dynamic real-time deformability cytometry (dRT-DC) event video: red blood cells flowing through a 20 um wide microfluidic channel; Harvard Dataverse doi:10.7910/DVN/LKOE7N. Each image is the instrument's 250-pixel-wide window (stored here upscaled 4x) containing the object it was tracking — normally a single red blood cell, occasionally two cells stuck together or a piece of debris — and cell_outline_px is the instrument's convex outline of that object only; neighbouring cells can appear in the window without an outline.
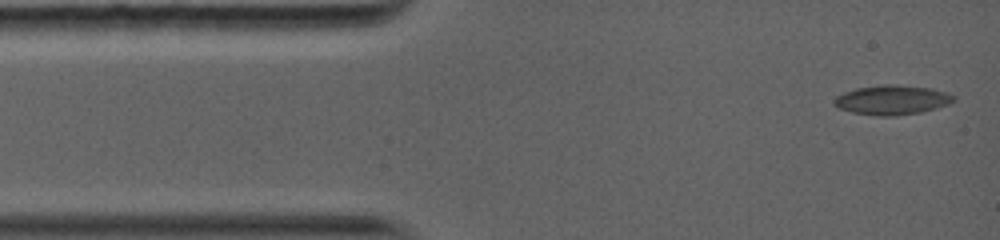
{"species": "common noctule bat (a hibernating species)", "species_latin": "Nyctalus noctula", "temperature_condition": "warm", "stored_images_in_passage": 11, "camera_frame_rate_fps": 5000, "um_per_image_px": 0.085, "animal": {"sex": "female", "body_mass_g": 19.0, "forearm_length_mm": 56.7}, "frame": {"image": 1, "passage_image": 1, "time_ms": 0.0, "image_size_px": [1000, 240], "cell_outline_px": [[956, 100], [948, 104], [936, 108], [920, 112], [892, 116], [880, 116], [852, 112], [836, 108], [832, 104], [832, 100], [836, 96], [844, 92], [856, 88], [884, 84], [888, 84], [932, 88], [956, 96]], "centroid_in_image_um": [75.78, 8.49], "position_along_channel_um": 9.2, "area_um2": 20.58}}
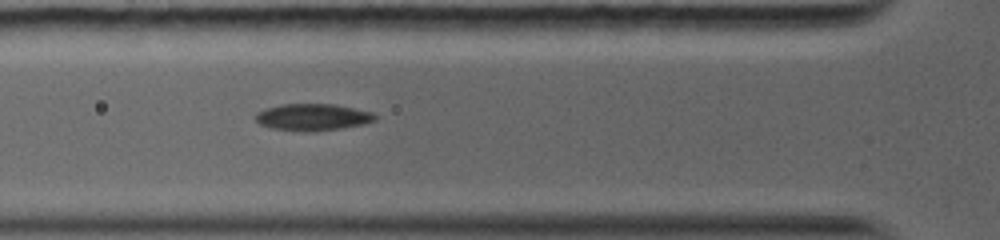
{"frame": {"image": 2, "passage_image": 7, "time_ms": 3.8, "image_size_px": [1000, 240], "cell_outline_px": [[376, 120], [364, 124], [340, 128], [308, 132], [272, 128], [260, 124], [256, 120], [256, 112], [280, 104], [336, 104], [372, 112], [376, 116]], "centroid_in_image_um": [26.59, 9.95], "position_along_channel_um": 99.2, "area_um2": 18.55}}
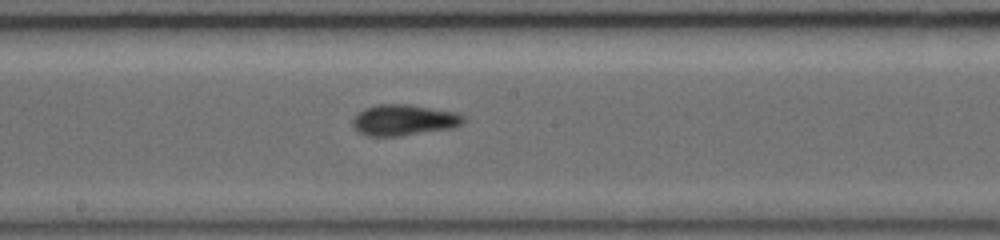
{"frame": {"image": 3, "passage_image": 11, "time_ms": 6.6, "image_size_px": [1000, 240], "cell_outline_px": [[464, 120], [460, 124], [452, 128], [400, 136], [368, 136], [360, 132], [352, 124], [352, 120], [364, 108], [376, 104], [408, 104], [456, 112], [464, 116]], "centroid_in_image_um": [34.32, 10.2], "position_along_channel_um": 213.9, "area_um2": 19.83}}